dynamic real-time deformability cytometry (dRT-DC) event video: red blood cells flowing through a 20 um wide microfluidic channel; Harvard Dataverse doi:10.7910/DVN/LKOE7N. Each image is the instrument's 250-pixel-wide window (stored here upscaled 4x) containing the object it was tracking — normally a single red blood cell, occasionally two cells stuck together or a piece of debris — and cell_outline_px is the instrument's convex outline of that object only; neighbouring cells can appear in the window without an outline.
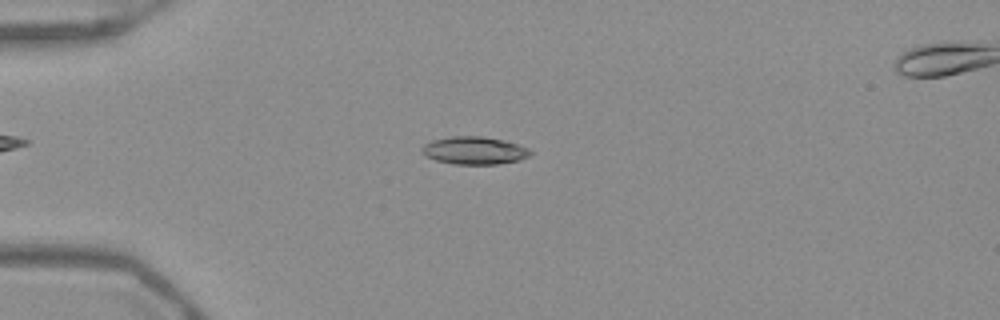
{"species": "Egyptian fruit bat (a non-hibernating species)", "species_latin": "Rousettus aegyptiacus", "temperature_condition": "warm", "stored_images_in_passage": 39, "camera_frame_rate_fps": 3000, "um_per_image_px": 0.085, "frame": {"image": 1, "passage_image": 1, "time_ms": 0.0, "image_size_px": [1000, 320], "cell_outline_px": [[532, 152], [528, 156], [520, 160], [496, 164], [452, 164], [436, 160], [424, 156], [420, 152], [420, 148], [424, 144], [432, 140], [448, 136], [484, 136], [504, 140], [528, 148]], "centroid_in_image_um": [40.26, 12.78], "position_along_channel_um": 44.7, "area_um2": 17.69}}
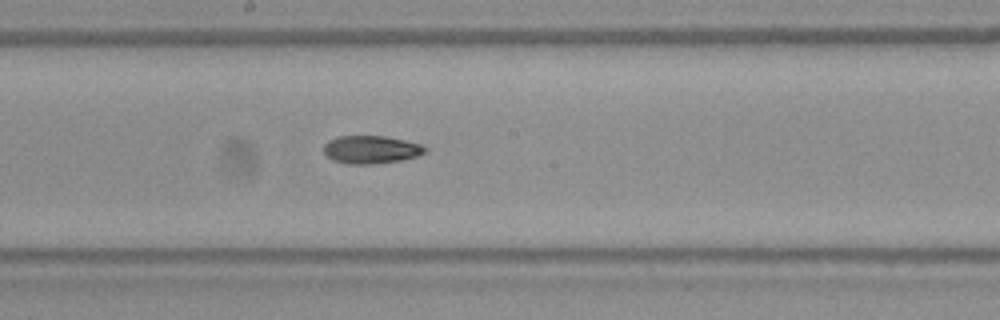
{"frame": {"image": 2, "passage_image": 16, "time_ms": 5.0, "image_size_px": [1000, 320], "cell_outline_px": [[428, 148], [424, 152], [416, 156], [400, 160], [372, 164], [348, 164], [332, 160], [324, 152], [324, 144], [328, 140], [340, 136], [384, 136], [404, 140], [420, 144]], "centroid_in_image_um": [31.51, 12.71], "position_along_channel_um": 216.7, "area_um2": 16.36}}
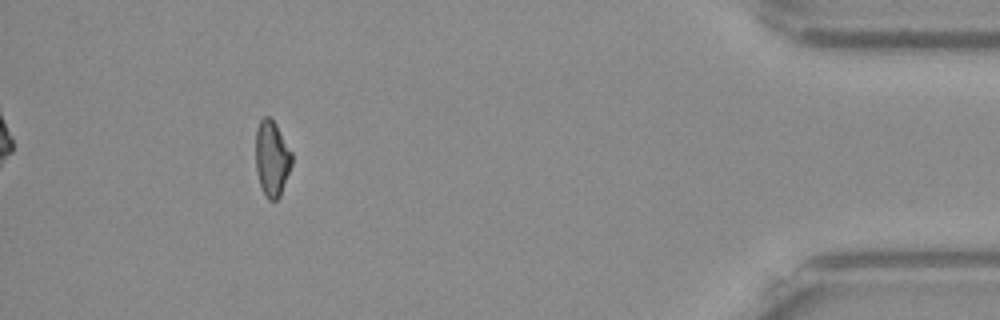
{"frame": {"image": 3, "passage_image": 35, "time_ms": 11.333, "image_size_px": [1000, 320], "cell_outline_px": [[292, 164], [280, 196], [276, 200], [268, 200], [260, 184], [256, 168], [256, 128], [260, 120], [264, 116], [268, 116], [276, 124], [292, 152]], "centroid_in_image_um": [23.12, 13.45], "position_along_channel_um": 412.1, "area_um2": 15.84}, "authors_computed_cell_mechanics": {"area_um2": 16.3574, "velocity_mm_per_s": 3.949, "shape_relaxation_time_tau1_ms": 11.1383, "shape_relaxation_time_tau2_ms": 3.0964, "deformation_change_tau1": 0.2628, "deformation_change_tau2": 0.0854}}